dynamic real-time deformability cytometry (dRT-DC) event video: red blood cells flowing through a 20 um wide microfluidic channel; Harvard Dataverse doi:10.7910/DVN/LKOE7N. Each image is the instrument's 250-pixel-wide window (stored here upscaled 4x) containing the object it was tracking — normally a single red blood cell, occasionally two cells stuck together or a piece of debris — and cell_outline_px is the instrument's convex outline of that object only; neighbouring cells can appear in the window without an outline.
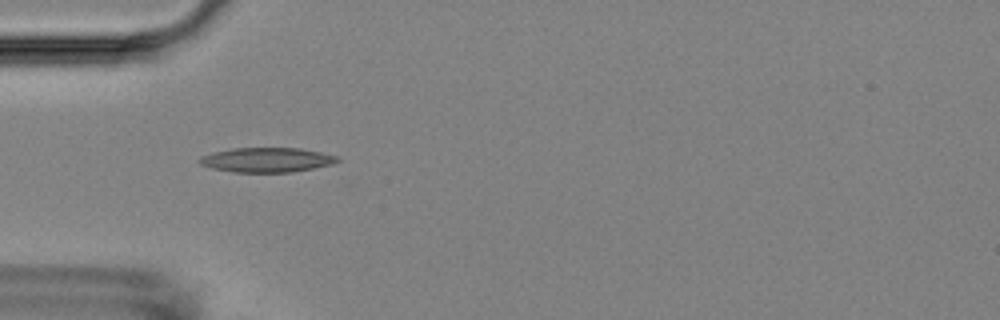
{"species": "Egyptian fruit bat (a non-hibernating species)", "species_latin": "Rousettus aegyptiacus", "temperature_condition": "room temperature", "stored_images_in_passage": 1, "camera_frame_rate_fps": 3000, "um_per_image_px": 0.085, "animal": {"sex": "female"}, "frame": {"image": 1, "passage_image": 1, "time_ms": 0.0, "image_size_px": [1000, 320], "cell_outline_px": [[340, 160], [332, 164], [292, 172], [232, 172], [212, 168], [200, 164], [196, 160], [200, 156], [212, 152], [232, 148], [300, 148], [340, 156]], "centroid_in_image_um": [22.64, 13.58], "position_along_channel_um": 62.4, "area_um2": 19.88}}